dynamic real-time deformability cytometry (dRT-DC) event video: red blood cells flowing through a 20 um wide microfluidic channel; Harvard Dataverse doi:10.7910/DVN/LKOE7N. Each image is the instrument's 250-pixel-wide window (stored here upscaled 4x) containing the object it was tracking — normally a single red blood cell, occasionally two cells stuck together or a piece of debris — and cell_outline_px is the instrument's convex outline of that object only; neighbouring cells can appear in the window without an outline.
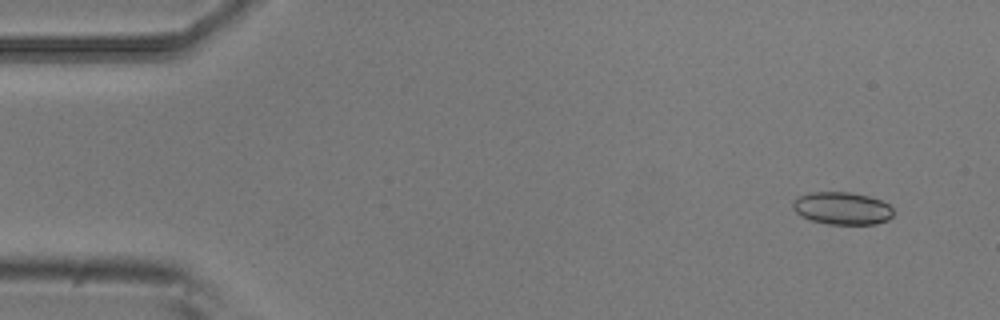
{"species": "common noctule bat (a hibernating species)", "species_latin": "Nyctalus noctula", "temperature_condition": "room temperature", "stored_images_in_passage": 10, "camera_frame_rate_fps": 3000, "um_per_image_px": 0.085, "animal": {"sex": "male", "body_mass_g": 20.5, "forearm_length_mm": 52.5}, "frame": {"image": 1, "passage_image": 1, "time_ms": 0.0, "image_size_px": [1000, 320], "cell_outline_px": [[892, 216], [888, 220], [876, 224], [828, 224], [812, 220], [800, 216], [792, 208], [792, 200], [800, 196], [812, 192], [848, 192], [868, 196], [880, 200], [888, 204], [892, 208]], "centroid_in_image_um": [71.56, 17.71], "position_along_channel_um": 13.4, "area_um2": 19.02}}
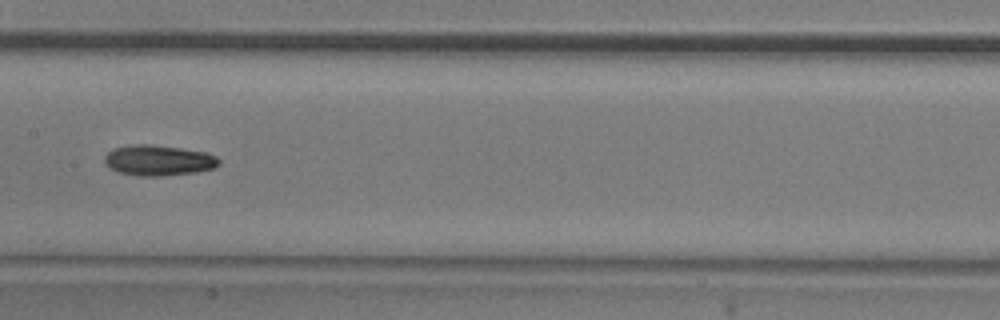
{"frame": {"image": 2, "passage_image": 7, "time_ms": 2.0, "image_size_px": [1000, 320], "cell_outline_px": [[220, 164], [212, 168], [196, 172], [164, 176], [140, 176], [120, 172], [104, 164], [104, 156], [108, 152], [116, 148], [136, 144], [148, 144], [180, 148], [204, 152], [216, 156], [220, 160]], "centroid_in_image_um": [13.48, 13.63], "position_along_channel_um": 193.9, "area_um2": 20.17}}
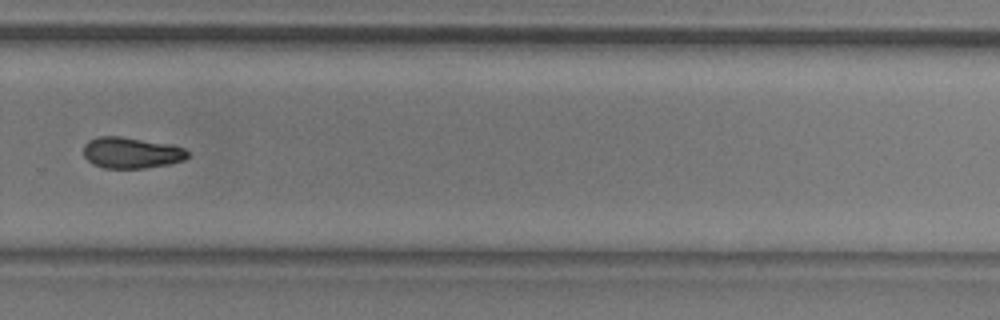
{"frame": {"image": 3, "passage_image": 10, "time_ms": 3.0, "image_size_px": [1000, 320], "cell_outline_px": [[188, 156], [184, 160], [168, 164], [144, 168], [104, 168], [92, 164], [84, 156], [84, 144], [88, 140], [100, 136], [120, 136], [172, 144], [184, 148], [188, 152]], "centroid_in_image_um": [11.15, 12.98], "position_along_channel_um": 318.6, "area_um2": 18.96}}